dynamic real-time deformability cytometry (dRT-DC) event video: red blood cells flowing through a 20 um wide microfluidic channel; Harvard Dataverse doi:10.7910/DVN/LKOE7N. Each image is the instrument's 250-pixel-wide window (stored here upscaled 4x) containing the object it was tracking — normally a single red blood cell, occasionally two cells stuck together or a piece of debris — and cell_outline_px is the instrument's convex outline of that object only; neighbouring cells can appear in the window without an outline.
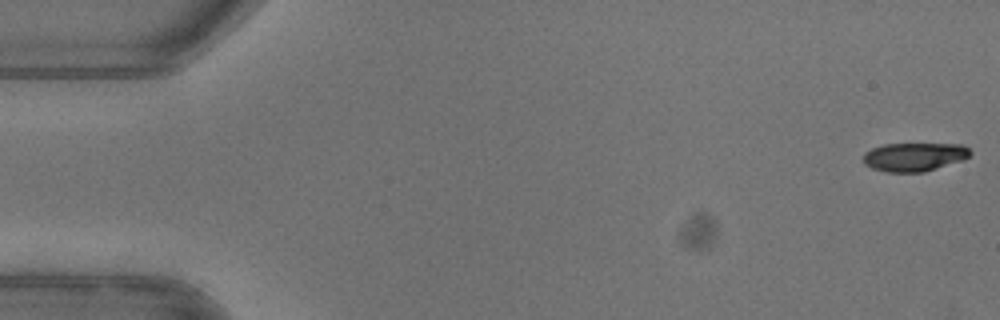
{"species": "common noctule bat (a hibernating species)", "species_latin": "Nyctalus noctula", "temperature_condition": "warm", "stored_images_in_passage": 50, "camera_frame_rate_fps": 3000, "um_per_image_px": 0.085, "animal": {"sex": "female"}, "frame": {"image": 1, "passage_image": 1, "time_ms": 0.0, "image_size_px": [1000, 320], "cell_outline_px": [[972, 152], [964, 160], [924, 172], [888, 172], [872, 168], [864, 164], [864, 152], [872, 148], [884, 144], [964, 144]], "centroid_in_image_um": [77.73, 13.33], "position_along_channel_um": 7.3, "area_um2": 17.86}}
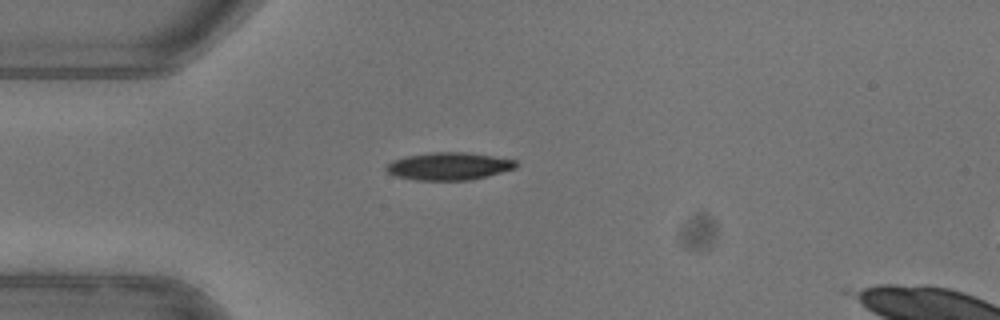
{"frame": {"image": 2, "passage_image": 14, "time_ms": 4.333, "image_size_px": [1000, 320], "cell_outline_px": [[516, 168], [488, 176], [472, 180], [416, 180], [396, 176], [388, 172], [384, 168], [392, 160], [408, 156], [432, 152], [464, 152], [492, 156], [516, 160]], "centroid_in_image_um": [38.15, 14.13], "position_along_channel_um": 46.8, "area_um2": 20.75}}
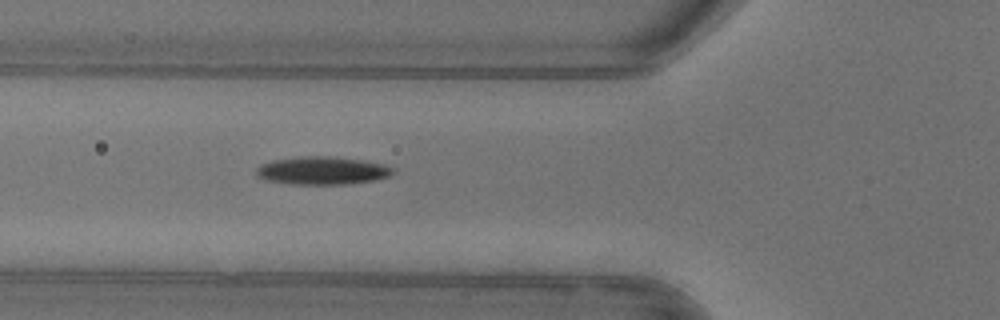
{"frame": {"image": 3, "passage_image": 19, "time_ms": 6.0, "image_size_px": [1000, 320], "cell_outline_px": [[396, 172], [392, 176], [376, 180], [348, 184], [292, 184], [268, 180], [256, 176], [256, 168], [260, 164], [272, 160], [300, 156], [332, 156], [360, 160], [384, 164], [392, 168]], "centroid_in_image_um": [27.41, 14.5], "position_along_channel_um": 98.4, "area_um2": 22.43}}